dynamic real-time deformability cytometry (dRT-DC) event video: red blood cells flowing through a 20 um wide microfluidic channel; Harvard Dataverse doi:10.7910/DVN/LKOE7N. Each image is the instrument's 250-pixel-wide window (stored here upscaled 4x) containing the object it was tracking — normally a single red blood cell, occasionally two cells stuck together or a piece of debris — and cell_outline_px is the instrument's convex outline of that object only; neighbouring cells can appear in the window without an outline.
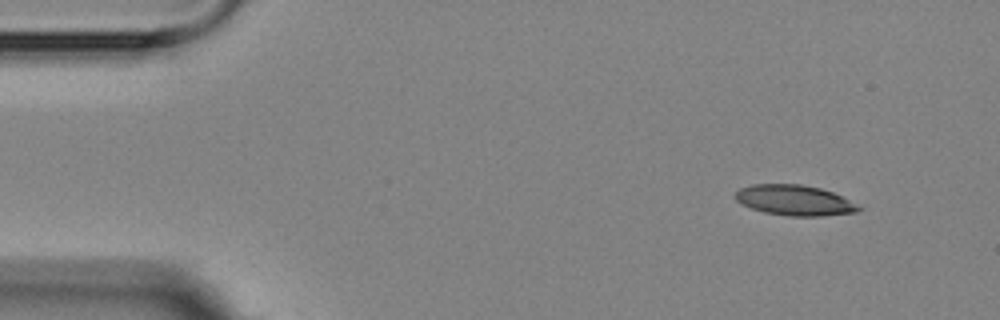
{"species": "Egyptian fruit bat (a non-hibernating species)", "species_latin": "Rousettus aegyptiacus", "temperature_condition": "room temperature", "stored_images_in_passage": 3, "camera_frame_rate_fps": 3000, "um_per_image_px": 0.085, "animal": {"sex": "female"}, "frame": {"image": 1, "passage_image": 1, "time_ms": 0.0, "image_size_px": [1000, 320], "cell_outline_px": [[864, 208], [856, 212], [824, 216], [792, 216], [764, 212], [740, 204], [736, 200], [736, 192], [740, 188], [752, 184], [800, 184], [820, 188], [832, 192]], "centroid_in_image_um": [67.53, 17.02], "position_along_channel_um": 17.5, "area_um2": 21.73}}
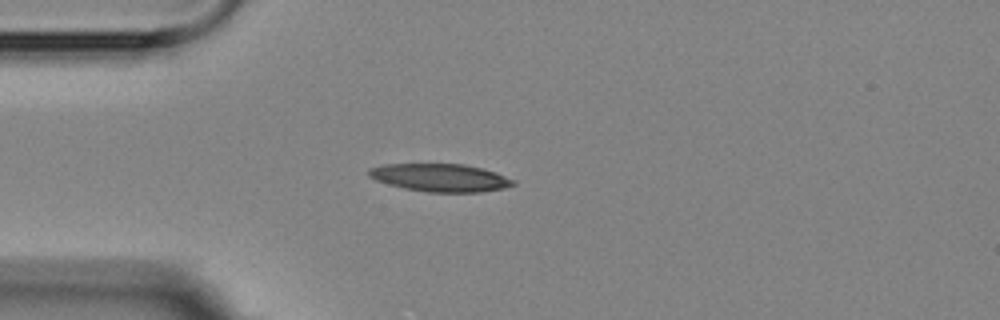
{"frame": {"image": 2, "passage_image": 3, "time_ms": 3.0, "image_size_px": [1000, 320], "cell_outline_px": [[516, 184], [504, 188], [480, 192], [428, 192], [404, 188], [388, 184], [376, 180], [368, 176], [368, 168], [384, 164], [464, 164], [484, 168], [496, 172], [516, 180]], "centroid_in_image_um": [37.44, 15.1], "position_along_channel_um": 47.6, "area_um2": 23.58}}